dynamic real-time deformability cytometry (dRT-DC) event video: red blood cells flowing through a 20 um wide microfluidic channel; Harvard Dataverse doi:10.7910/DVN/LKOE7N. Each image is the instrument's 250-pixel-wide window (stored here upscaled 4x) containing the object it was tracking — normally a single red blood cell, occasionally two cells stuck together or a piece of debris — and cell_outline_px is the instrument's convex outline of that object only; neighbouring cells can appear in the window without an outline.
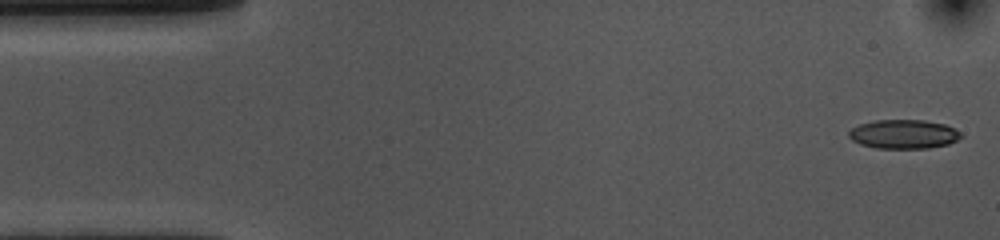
{"species": "common noctule bat (a hibernating species)", "species_latin": "Nyctalus noctula", "temperature_condition": "cold", "stored_images_in_passage": 54, "camera_frame_rate_fps": 3000, "um_per_image_px": 0.085, "animal": {"sex": "female", "body_mass_g": 10.0, "forearm_length_mm": 53.1}, "frame": {"image": 1, "passage_image": 1, "time_ms": 0.0, "image_size_px": [1000, 240], "cell_outline_px": [[964, 136], [948, 144], [928, 148], [876, 148], [860, 144], [852, 140], [848, 136], [848, 132], [852, 128], [860, 124], [876, 120], [924, 120], [944, 124], [956, 128]], "centroid_in_image_um": [76.82, 11.4], "position_along_channel_um": 8.2, "area_um2": 19.02}}
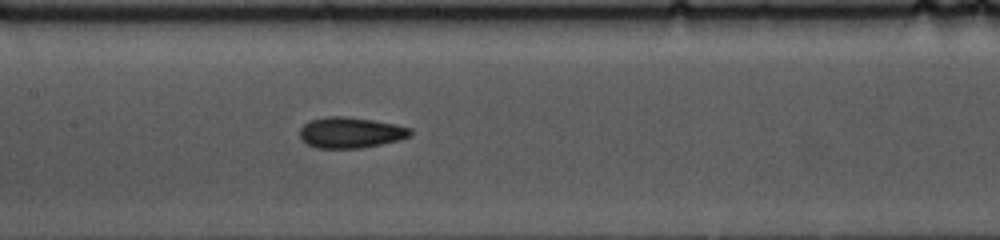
{"frame": {"image": 2, "passage_image": 24, "time_ms": 7.667, "image_size_px": [1000, 240], "cell_outline_px": [[412, 136], [380, 144], [360, 148], [316, 148], [308, 144], [300, 136], [300, 128], [304, 124], [312, 120], [328, 116], [344, 116], [372, 120], [396, 124], [412, 128]], "centroid_in_image_um": [29.82, 11.26], "position_along_channel_um": 177.6, "area_um2": 19.71}}
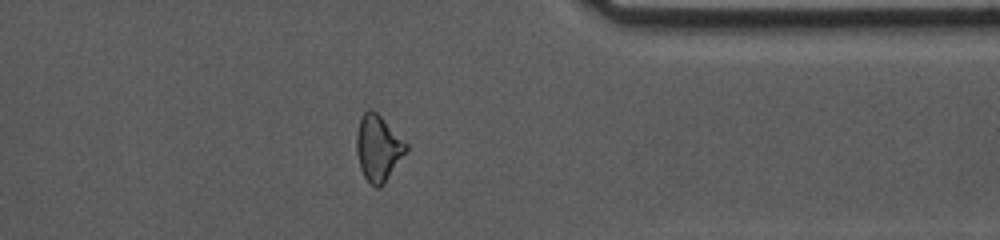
{"frame": {"image": 3, "passage_image": 42, "time_ms": 13.667, "image_size_px": [1000, 240], "cell_outline_px": [[408, 148], [384, 184], [380, 188], [376, 188], [364, 176], [360, 168], [356, 152], [356, 132], [360, 116], [368, 108], [376, 112], [408, 144]], "centroid_in_image_um": [32.12, 12.57], "position_along_channel_um": 379.3, "area_um2": 18.96}, "authors_computed_cell_mechanics": {"area_um2": 19.5364, "velocity_mm_per_s": 3.5889, "shape_relaxation_time_tau1_ms": 3.2746, "shape_relaxation_time_tau2_ms": 4.8396, "deformation_change_tau1": 0.1236, "deformation_change_tau2": 0.1239}}